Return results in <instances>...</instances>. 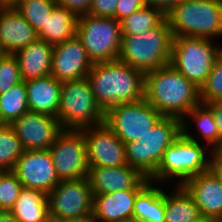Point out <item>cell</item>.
<instances>
[{
  "mask_svg": "<svg viewBox=\"0 0 222 222\" xmlns=\"http://www.w3.org/2000/svg\"><path fill=\"white\" fill-rule=\"evenodd\" d=\"M87 78L104 113L118 104L144 99L145 74L119 59L93 63Z\"/></svg>",
  "mask_w": 222,
  "mask_h": 222,
  "instance_id": "obj_1",
  "label": "cell"
},
{
  "mask_svg": "<svg viewBox=\"0 0 222 222\" xmlns=\"http://www.w3.org/2000/svg\"><path fill=\"white\" fill-rule=\"evenodd\" d=\"M144 99L163 116L180 119L201 103L200 88L171 64L145 74Z\"/></svg>",
  "mask_w": 222,
  "mask_h": 222,
  "instance_id": "obj_2",
  "label": "cell"
},
{
  "mask_svg": "<svg viewBox=\"0 0 222 222\" xmlns=\"http://www.w3.org/2000/svg\"><path fill=\"white\" fill-rule=\"evenodd\" d=\"M173 34L167 19L142 34L122 35L118 59L144 74L170 64Z\"/></svg>",
  "mask_w": 222,
  "mask_h": 222,
  "instance_id": "obj_3",
  "label": "cell"
},
{
  "mask_svg": "<svg viewBox=\"0 0 222 222\" xmlns=\"http://www.w3.org/2000/svg\"><path fill=\"white\" fill-rule=\"evenodd\" d=\"M211 150L205 145L183 134L170 145L150 181L165 185H182L203 171L210 168Z\"/></svg>",
  "mask_w": 222,
  "mask_h": 222,
  "instance_id": "obj_4",
  "label": "cell"
},
{
  "mask_svg": "<svg viewBox=\"0 0 222 222\" xmlns=\"http://www.w3.org/2000/svg\"><path fill=\"white\" fill-rule=\"evenodd\" d=\"M166 19L173 37L222 40V0H184L166 13Z\"/></svg>",
  "mask_w": 222,
  "mask_h": 222,
  "instance_id": "obj_5",
  "label": "cell"
},
{
  "mask_svg": "<svg viewBox=\"0 0 222 222\" xmlns=\"http://www.w3.org/2000/svg\"><path fill=\"white\" fill-rule=\"evenodd\" d=\"M182 134V120L163 116L156 125L139 139L125 144L128 165L150 179L165 150Z\"/></svg>",
  "mask_w": 222,
  "mask_h": 222,
  "instance_id": "obj_6",
  "label": "cell"
},
{
  "mask_svg": "<svg viewBox=\"0 0 222 222\" xmlns=\"http://www.w3.org/2000/svg\"><path fill=\"white\" fill-rule=\"evenodd\" d=\"M221 55L222 43L216 40L177 36L173 37L170 64L201 88Z\"/></svg>",
  "mask_w": 222,
  "mask_h": 222,
  "instance_id": "obj_7",
  "label": "cell"
},
{
  "mask_svg": "<svg viewBox=\"0 0 222 222\" xmlns=\"http://www.w3.org/2000/svg\"><path fill=\"white\" fill-rule=\"evenodd\" d=\"M57 118L64 130H83L105 123L87 77L62 82Z\"/></svg>",
  "mask_w": 222,
  "mask_h": 222,
  "instance_id": "obj_8",
  "label": "cell"
},
{
  "mask_svg": "<svg viewBox=\"0 0 222 222\" xmlns=\"http://www.w3.org/2000/svg\"><path fill=\"white\" fill-rule=\"evenodd\" d=\"M76 35L93 63L118 59L122 40L120 21L91 14L78 16Z\"/></svg>",
  "mask_w": 222,
  "mask_h": 222,
  "instance_id": "obj_9",
  "label": "cell"
},
{
  "mask_svg": "<svg viewBox=\"0 0 222 222\" xmlns=\"http://www.w3.org/2000/svg\"><path fill=\"white\" fill-rule=\"evenodd\" d=\"M162 117L145 99H141L111 107L105 113V124L126 144L145 135Z\"/></svg>",
  "mask_w": 222,
  "mask_h": 222,
  "instance_id": "obj_10",
  "label": "cell"
},
{
  "mask_svg": "<svg viewBox=\"0 0 222 222\" xmlns=\"http://www.w3.org/2000/svg\"><path fill=\"white\" fill-rule=\"evenodd\" d=\"M47 198L51 218L83 220L92 216L93 194L87 177L61 180Z\"/></svg>",
  "mask_w": 222,
  "mask_h": 222,
  "instance_id": "obj_11",
  "label": "cell"
},
{
  "mask_svg": "<svg viewBox=\"0 0 222 222\" xmlns=\"http://www.w3.org/2000/svg\"><path fill=\"white\" fill-rule=\"evenodd\" d=\"M48 150L60 181L87 177V145L82 130H63Z\"/></svg>",
  "mask_w": 222,
  "mask_h": 222,
  "instance_id": "obj_12",
  "label": "cell"
},
{
  "mask_svg": "<svg viewBox=\"0 0 222 222\" xmlns=\"http://www.w3.org/2000/svg\"><path fill=\"white\" fill-rule=\"evenodd\" d=\"M12 172L24 188L48 194L60 182L49 150H24Z\"/></svg>",
  "mask_w": 222,
  "mask_h": 222,
  "instance_id": "obj_13",
  "label": "cell"
},
{
  "mask_svg": "<svg viewBox=\"0 0 222 222\" xmlns=\"http://www.w3.org/2000/svg\"><path fill=\"white\" fill-rule=\"evenodd\" d=\"M82 131L87 145L89 167L128 165L125 144L105 123Z\"/></svg>",
  "mask_w": 222,
  "mask_h": 222,
  "instance_id": "obj_14",
  "label": "cell"
},
{
  "mask_svg": "<svg viewBox=\"0 0 222 222\" xmlns=\"http://www.w3.org/2000/svg\"><path fill=\"white\" fill-rule=\"evenodd\" d=\"M24 150H47L64 130L56 116L27 111L12 124Z\"/></svg>",
  "mask_w": 222,
  "mask_h": 222,
  "instance_id": "obj_15",
  "label": "cell"
},
{
  "mask_svg": "<svg viewBox=\"0 0 222 222\" xmlns=\"http://www.w3.org/2000/svg\"><path fill=\"white\" fill-rule=\"evenodd\" d=\"M92 65L82 41L75 35L54 45L50 75L60 82L79 80L87 77Z\"/></svg>",
  "mask_w": 222,
  "mask_h": 222,
  "instance_id": "obj_16",
  "label": "cell"
},
{
  "mask_svg": "<svg viewBox=\"0 0 222 222\" xmlns=\"http://www.w3.org/2000/svg\"><path fill=\"white\" fill-rule=\"evenodd\" d=\"M87 178L93 196L120 190L142 189L150 181L129 165L89 167Z\"/></svg>",
  "mask_w": 222,
  "mask_h": 222,
  "instance_id": "obj_17",
  "label": "cell"
},
{
  "mask_svg": "<svg viewBox=\"0 0 222 222\" xmlns=\"http://www.w3.org/2000/svg\"><path fill=\"white\" fill-rule=\"evenodd\" d=\"M181 186L196 202L203 218L222 215V181L211 168L192 176Z\"/></svg>",
  "mask_w": 222,
  "mask_h": 222,
  "instance_id": "obj_18",
  "label": "cell"
},
{
  "mask_svg": "<svg viewBox=\"0 0 222 222\" xmlns=\"http://www.w3.org/2000/svg\"><path fill=\"white\" fill-rule=\"evenodd\" d=\"M38 39V34L13 5L0 6V45L14 54Z\"/></svg>",
  "mask_w": 222,
  "mask_h": 222,
  "instance_id": "obj_19",
  "label": "cell"
},
{
  "mask_svg": "<svg viewBox=\"0 0 222 222\" xmlns=\"http://www.w3.org/2000/svg\"><path fill=\"white\" fill-rule=\"evenodd\" d=\"M140 190L127 189L94 195L92 216L100 222L132 220L134 202Z\"/></svg>",
  "mask_w": 222,
  "mask_h": 222,
  "instance_id": "obj_20",
  "label": "cell"
},
{
  "mask_svg": "<svg viewBox=\"0 0 222 222\" xmlns=\"http://www.w3.org/2000/svg\"><path fill=\"white\" fill-rule=\"evenodd\" d=\"M29 111L56 116L60 106L62 82L52 75L24 81Z\"/></svg>",
  "mask_w": 222,
  "mask_h": 222,
  "instance_id": "obj_21",
  "label": "cell"
},
{
  "mask_svg": "<svg viewBox=\"0 0 222 222\" xmlns=\"http://www.w3.org/2000/svg\"><path fill=\"white\" fill-rule=\"evenodd\" d=\"M53 49V45L38 38L14 53L23 81L50 75Z\"/></svg>",
  "mask_w": 222,
  "mask_h": 222,
  "instance_id": "obj_22",
  "label": "cell"
},
{
  "mask_svg": "<svg viewBox=\"0 0 222 222\" xmlns=\"http://www.w3.org/2000/svg\"><path fill=\"white\" fill-rule=\"evenodd\" d=\"M182 134L212 150L219 141V132L212 110L204 103L191 109L182 119ZM197 132V133H196Z\"/></svg>",
  "mask_w": 222,
  "mask_h": 222,
  "instance_id": "obj_23",
  "label": "cell"
},
{
  "mask_svg": "<svg viewBox=\"0 0 222 222\" xmlns=\"http://www.w3.org/2000/svg\"><path fill=\"white\" fill-rule=\"evenodd\" d=\"M165 184L149 181L138 193L132 219L138 222H165Z\"/></svg>",
  "mask_w": 222,
  "mask_h": 222,
  "instance_id": "obj_24",
  "label": "cell"
},
{
  "mask_svg": "<svg viewBox=\"0 0 222 222\" xmlns=\"http://www.w3.org/2000/svg\"><path fill=\"white\" fill-rule=\"evenodd\" d=\"M202 218L196 202L181 185H166L165 222H198Z\"/></svg>",
  "mask_w": 222,
  "mask_h": 222,
  "instance_id": "obj_25",
  "label": "cell"
},
{
  "mask_svg": "<svg viewBox=\"0 0 222 222\" xmlns=\"http://www.w3.org/2000/svg\"><path fill=\"white\" fill-rule=\"evenodd\" d=\"M10 211L19 222H48L47 194L23 187Z\"/></svg>",
  "mask_w": 222,
  "mask_h": 222,
  "instance_id": "obj_26",
  "label": "cell"
},
{
  "mask_svg": "<svg viewBox=\"0 0 222 222\" xmlns=\"http://www.w3.org/2000/svg\"><path fill=\"white\" fill-rule=\"evenodd\" d=\"M78 16L57 4L46 21L45 28L38 34L40 40L56 45L74 37L77 32Z\"/></svg>",
  "mask_w": 222,
  "mask_h": 222,
  "instance_id": "obj_27",
  "label": "cell"
},
{
  "mask_svg": "<svg viewBox=\"0 0 222 222\" xmlns=\"http://www.w3.org/2000/svg\"><path fill=\"white\" fill-rule=\"evenodd\" d=\"M166 14L151 5H145L120 21L122 35L142 34L158 27Z\"/></svg>",
  "mask_w": 222,
  "mask_h": 222,
  "instance_id": "obj_28",
  "label": "cell"
},
{
  "mask_svg": "<svg viewBox=\"0 0 222 222\" xmlns=\"http://www.w3.org/2000/svg\"><path fill=\"white\" fill-rule=\"evenodd\" d=\"M29 111L24 81L0 94V124L11 125Z\"/></svg>",
  "mask_w": 222,
  "mask_h": 222,
  "instance_id": "obj_29",
  "label": "cell"
},
{
  "mask_svg": "<svg viewBox=\"0 0 222 222\" xmlns=\"http://www.w3.org/2000/svg\"><path fill=\"white\" fill-rule=\"evenodd\" d=\"M57 4L53 0H18L13 6L39 34Z\"/></svg>",
  "mask_w": 222,
  "mask_h": 222,
  "instance_id": "obj_30",
  "label": "cell"
},
{
  "mask_svg": "<svg viewBox=\"0 0 222 222\" xmlns=\"http://www.w3.org/2000/svg\"><path fill=\"white\" fill-rule=\"evenodd\" d=\"M23 152L12 126L0 124V171H12Z\"/></svg>",
  "mask_w": 222,
  "mask_h": 222,
  "instance_id": "obj_31",
  "label": "cell"
},
{
  "mask_svg": "<svg viewBox=\"0 0 222 222\" xmlns=\"http://www.w3.org/2000/svg\"><path fill=\"white\" fill-rule=\"evenodd\" d=\"M22 188V183L12 171H0V211L12 209Z\"/></svg>",
  "mask_w": 222,
  "mask_h": 222,
  "instance_id": "obj_32",
  "label": "cell"
},
{
  "mask_svg": "<svg viewBox=\"0 0 222 222\" xmlns=\"http://www.w3.org/2000/svg\"><path fill=\"white\" fill-rule=\"evenodd\" d=\"M201 103L222 100V55L213 64L210 74L200 88Z\"/></svg>",
  "mask_w": 222,
  "mask_h": 222,
  "instance_id": "obj_33",
  "label": "cell"
},
{
  "mask_svg": "<svg viewBox=\"0 0 222 222\" xmlns=\"http://www.w3.org/2000/svg\"><path fill=\"white\" fill-rule=\"evenodd\" d=\"M22 80L18 61L14 54H5L0 59V94L6 92Z\"/></svg>",
  "mask_w": 222,
  "mask_h": 222,
  "instance_id": "obj_34",
  "label": "cell"
},
{
  "mask_svg": "<svg viewBox=\"0 0 222 222\" xmlns=\"http://www.w3.org/2000/svg\"><path fill=\"white\" fill-rule=\"evenodd\" d=\"M117 3L118 0H92L88 14L116 19Z\"/></svg>",
  "mask_w": 222,
  "mask_h": 222,
  "instance_id": "obj_35",
  "label": "cell"
},
{
  "mask_svg": "<svg viewBox=\"0 0 222 222\" xmlns=\"http://www.w3.org/2000/svg\"><path fill=\"white\" fill-rule=\"evenodd\" d=\"M146 5V0H118L116 20L121 21Z\"/></svg>",
  "mask_w": 222,
  "mask_h": 222,
  "instance_id": "obj_36",
  "label": "cell"
},
{
  "mask_svg": "<svg viewBox=\"0 0 222 222\" xmlns=\"http://www.w3.org/2000/svg\"><path fill=\"white\" fill-rule=\"evenodd\" d=\"M91 3L92 0H60L58 4L81 16L89 13Z\"/></svg>",
  "mask_w": 222,
  "mask_h": 222,
  "instance_id": "obj_37",
  "label": "cell"
},
{
  "mask_svg": "<svg viewBox=\"0 0 222 222\" xmlns=\"http://www.w3.org/2000/svg\"><path fill=\"white\" fill-rule=\"evenodd\" d=\"M206 105L212 110L214 121L216 123L219 140L222 137V100L206 103Z\"/></svg>",
  "mask_w": 222,
  "mask_h": 222,
  "instance_id": "obj_38",
  "label": "cell"
},
{
  "mask_svg": "<svg viewBox=\"0 0 222 222\" xmlns=\"http://www.w3.org/2000/svg\"><path fill=\"white\" fill-rule=\"evenodd\" d=\"M184 0H146L147 5L162 10L165 14L168 13L174 6L183 2Z\"/></svg>",
  "mask_w": 222,
  "mask_h": 222,
  "instance_id": "obj_39",
  "label": "cell"
},
{
  "mask_svg": "<svg viewBox=\"0 0 222 222\" xmlns=\"http://www.w3.org/2000/svg\"><path fill=\"white\" fill-rule=\"evenodd\" d=\"M211 160H222V137L217 145L211 150Z\"/></svg>",
  "mask_w": 222,
  "mask_h": 222,
  "instance_id": "obj_40",
  "label": "cell"
},
{
  "mask_svg": "<svg viewBox=\"0 0 222 222\" xmlns=\"http://www.w3.org/2000/svg\"><path fill=\"white\" fill-rule=\"evenodd\" d=\"M210 168L216 173L222 181V160H211Z\"/></svg>",
  "mask_w": 222,
  "mask_h": 222,
  "instance_id": "obj_41",
  "label": "cell"
},
{
  "mask_svg": "<svg viewBox=\"0 0 222 222\" xmlns=\"http://www.w3.org/2000/svg\"><path fill=\"white\" fill-rule=\"evenodd\" d=\"M0 222H19L11 211H0Z\"/></svg>",
  "mask_w": 222,
  "mask_h": 222,
  "instance_id": "obj_42",
  "label": "cell"
},
{
  "mask_svg": "<svg viewBox=\"0 0 222 222\" xmlns=\"http://www.w3.org/2000/svg\"><path fill=\"white\" fill-rule=\"evenodd\" d=\"M18 0H0V6L14 5Z\"/></svg>",
  "mask_w": 222,
  "mask_h": 222,
  "instance_id": "obj_43",
  "label": "cell"
},
{
  "mask_svg": "<svg viewBox=\"0 0 222 222\" xmlns=\"http://www.w3.org/2000/svg\"><path fill=\"white\" fill-rule=\"evenodd\" d=\"M48 222H79V220H63V219L49 217Z\"/></svg>",
  "mask_w": 222,
  "mask_h": 222,
  "instance_id": "obj_44",
  "label": "cell"
},
{
  "mask_svg": "<svg viewBox=\"0 0 222 222\" xmlns=\"http://www.w3.org/2000/svg\"><path fill=\"white\" fill-rule=\"evenodd\" d=\"M79 222H100L99 220H97L96 218H94L93 216L83 219V220H79Z\"/></svg>",
  "mask_w": 222,
  "mask_h": 222,
  "instance_id": "obj_45",
  "label": "cell"
},
{
  "mask_svg": "<svg viewBox=\"0 0 222 222\" xmlns=\"http://www.w3.org/2000/svg\"><path fill=\"white\" fill-rule=\"evenodd\" d=\"M198 222H214V219L211 218H202L200 221Z\"/></svg>",
  "mask_w": 222,
  "mask_h": 222,
  "instance_id": "obj_46",
  "label": "cell"
},
{
  "mask_svg": "<svg viewBox=\"0 0 222 222\" xmlns=\"http://www.w3.org/2000/svg\"><path fill=\"white\" fill-rule=\"evenodd\" d=\"M6 54V52L3 50V48L0 45V59Z\"/></svg>",
  "mask_w": 222,
  "mask_h": 222,
  "instance_id": "obj_47",
  "label": "cell"
},
{
  "mask_svg": "<svg viewBox=\"0 0 222 222\" xmlns=\"http://www.w3.org/2000/svg\"><path fill=\"white\" fill-rule=\"evenodd\" d=\"M214 222H222V215L217 217V218H215Z\"/></svg>",
  "mask_w": 222,
  "mask_h": 222,
  "instance_id": "obj_48",
  "label": "cell"
},
{
  "mask_svg": "<svg viewBox=\"0 0 222 222\" xmlns=\"http://www.w3.org/2000/svg\"><path fill=\"white\" fill-rule=\"evenodd\" d=\"M122 222H138V221H136V220H127V221H122Z\"/></svg>",
  "mask_w": 222,
  "mask_h": 222,
  "instance_id": "obj_49",
  "label": "cell"
}]
</instances>
